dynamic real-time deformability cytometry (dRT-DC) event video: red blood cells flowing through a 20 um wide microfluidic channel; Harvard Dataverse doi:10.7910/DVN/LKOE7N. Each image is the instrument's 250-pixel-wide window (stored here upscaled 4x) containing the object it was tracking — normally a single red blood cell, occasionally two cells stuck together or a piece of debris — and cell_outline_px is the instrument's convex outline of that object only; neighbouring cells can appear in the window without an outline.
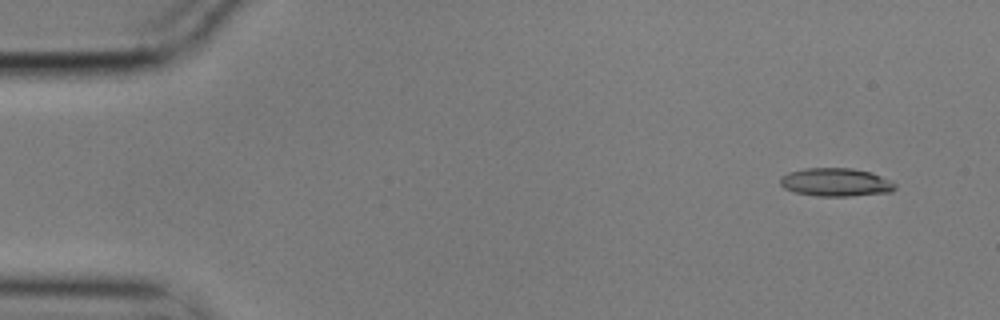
{"species": "common noctule bat (a hibernating species)", "species_latin": "Nyctalus noctula", "temperature_condition": "cold", "stored_images_in_passage": 56, "camera_frame_rate_fps": 3000, "um_per_image_px": 0.085, "animal": {"sex": "male", "body_mass_g": 17.9}, "frame": {"image": 1, "passage_image": 4, "time_ms": 1.0, "image_size_px": [1000, 320], "cell_outline_px": [[896, 188], [892, 192], [848, 196], [816, 196], [792, 192], [784, 188], [780, 184], [780, 176], [788, 172], [804, 168], [852, 168], [872, 172], [892, 180], [896, 184]], "centroid_in_image_um": [71.04, 15.49], "position_along_channel_um": 14.0, "area_um2": 19.25}}
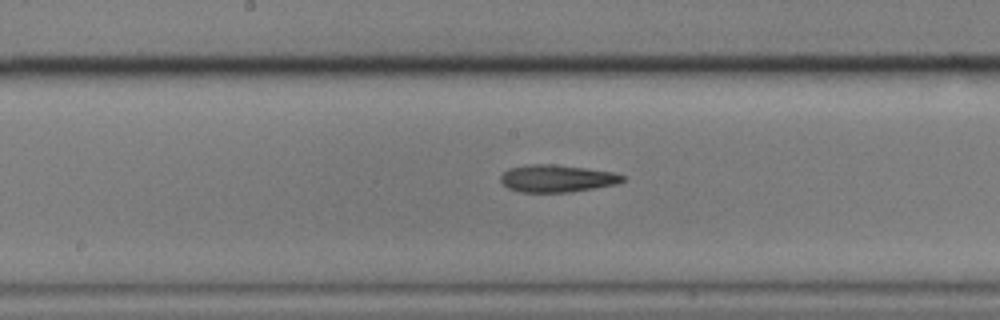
{"frame": {"image": 2, "passage_image": 29, "time_ms": 9.333, "image_size_px": [1000, 320], "cell_outline_px": [[624, 180], [616, 184], [568, 192], [520, 192], [508, 188], [500, 180], [500, 176], [508, 168], [532, 164], [552, 164], [584, 168], [612, 172], [624, 176]], "centroid_in_image_um": [47.29, 15.17], "position_along_channel_um": 200.9, "area_um2": 19.13}}
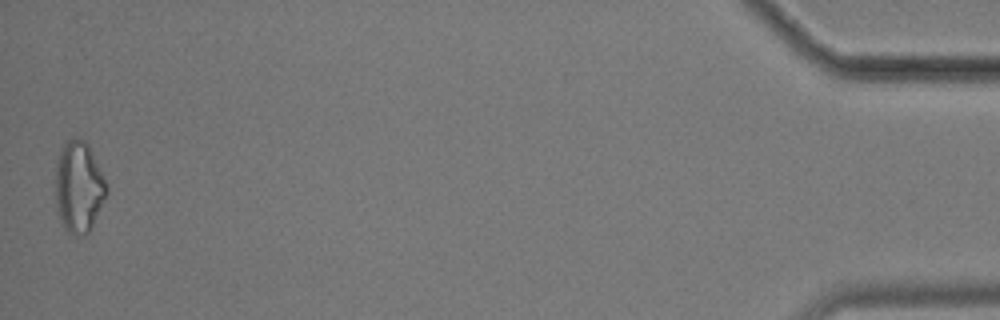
{"frame": {"image": 3, "passage_image": 56, "time_ms": 18.333, "image_size_px": [1000, 320], "cell_outline_px": [[108, 192], [88, 232], [84, 236], [72, 236], [64, 228], [60, 220], [56, 204], [56, 164], [60, 148], [64, 140], [76, 136], [84, 140], [88, 144], [108, 188]], "centroid_in_image_um": [6.66, 15.87], "position_along_channel_um": 428.5, "area_um2": 27.17}, "authors_computed_cell_mechanics": {"area_um2": 19.5653, "velocity_mm_per_s": 3.5238, "shape_relaxation_time_tau1_ms": 4.5313, "shape_relaxation_time_tau2_ms": 6.3035, "deformation_change_tau1": 0.1295, "deformation_change_tau2": 0.1824}}